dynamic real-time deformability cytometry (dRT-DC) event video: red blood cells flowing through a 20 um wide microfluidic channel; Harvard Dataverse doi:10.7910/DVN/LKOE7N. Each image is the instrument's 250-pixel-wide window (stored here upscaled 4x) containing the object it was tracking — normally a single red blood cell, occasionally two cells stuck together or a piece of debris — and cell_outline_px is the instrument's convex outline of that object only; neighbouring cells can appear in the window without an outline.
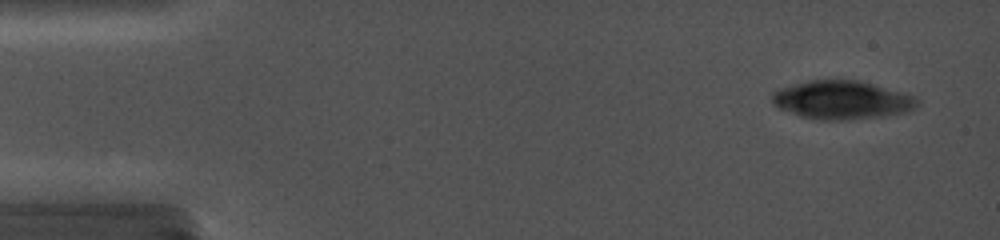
{"species": "common noctule bat (a hibernating species)", "species_latin": "Nyctalus noctula", "temperature_condition": "cold", "stored_images_in_passage": 28, "camera_frame_rate_fps": 5000, "um_per_image_px": 0.085, "animal": {"sex": "female", "body_mass_g": 19.0, "forearm_length_mm": 56.7}, "frame": {"image": 1, "passage_image": 2, "time_ms": 0.4, "image_size_px": [1000, 240], "cell_outline_px": [[920, 104], [908, 112], [884, 116], [844, 120], [820, 120], [800, 116], [780, 108], [772, 104], [772, 92], [780, 88], [808, 80], [856, 80], [872, 84], [900, 92], [912, 96]], "centroid_in_image_um": [71.53, 8.51], "position_along_channel_um": 13.5, "area_um2": 32.25}}